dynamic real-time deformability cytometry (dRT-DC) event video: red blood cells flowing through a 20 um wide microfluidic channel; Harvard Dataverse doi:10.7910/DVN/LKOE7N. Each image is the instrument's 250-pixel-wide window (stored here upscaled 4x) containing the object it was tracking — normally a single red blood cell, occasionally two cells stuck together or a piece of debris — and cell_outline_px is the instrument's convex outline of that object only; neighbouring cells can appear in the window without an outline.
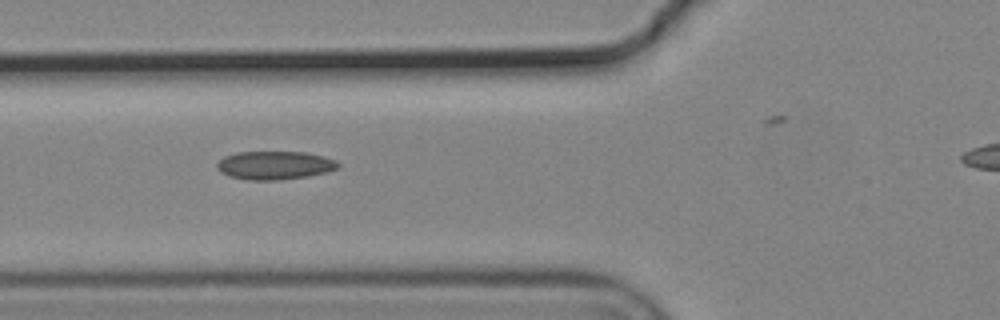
{"species": "common noctule bat (a hibernating species)", "species_latin": "Nyctalus noctula", "temperature_condition": "cold", "stored_images_in_passage": 9, "camera_frame_rate_fps": 3000, "um_per_image_px": 0.085, "animal": {"sex": "male", "body_mass_g": 19.2, "forearm_length_mm": 51.8}, "frame": {"image": 1, "passage_image": 4, "time_ms": 1.0, "image_size_px": [1000, 320], "cell_outline_px": [[340, 168], [328, 172], [308, 176], [280, 180], [248, 180], [228, 176], [220, 172], [216, 168], [216, 164], [224, 156], [236, 152], [304, 152], [324, 156], [336, 160], [340, 164]], "centroid_in_image_um": [23.36, 14.05], "position_along_channel_um": 102.4, "area_um2": 20.29}}
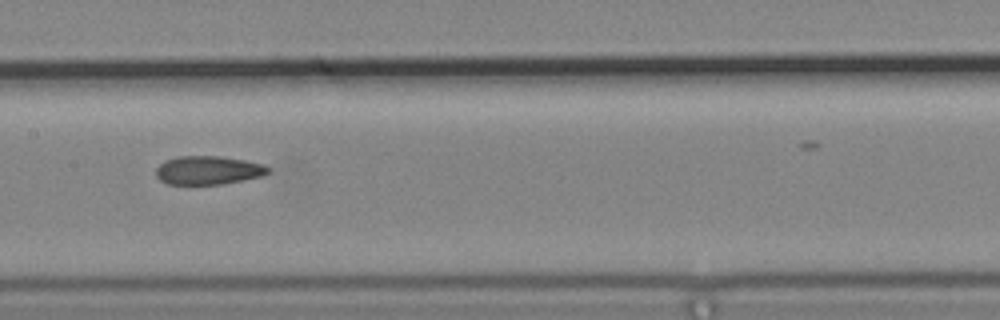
{"frame": {"image": 2, "passage_image": 6, "time_ms": 1.667, "image_size_px": [1000, 320], "cell_outline_px": [[272, 172], [264, 176], [220, 184], [168, 184], [160, 180], [156, 176], [156, 168], [164, 160], [176, 156], [220, 156], [244, 160], [264, 164], [272, 168]], "centroid_in_image_um": [17.73, 14.46], "position_along_channel_um": 189.7, "area_um2": 18.9}}
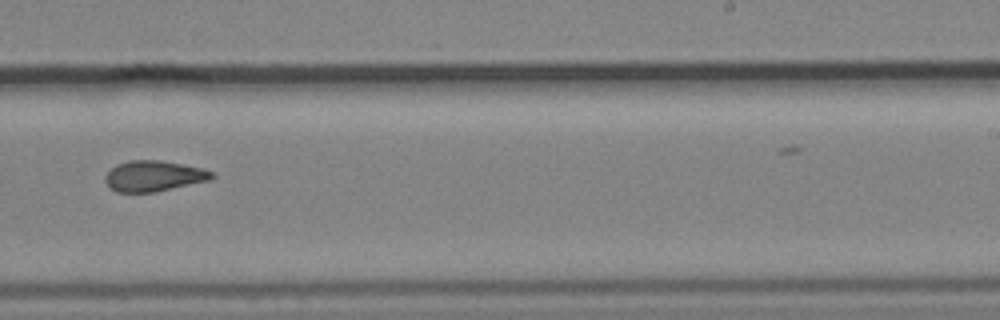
{"frame": {"image": 3, "passage_image": 8, "time_ms": 2.333, "image_size_px": [1000, 320], "cell_outline_px": [[216, 176], [212, 180], [156, 192], [116, 192], [104, 180], [104, 176], [116, 164], [128, 160], [160, 160], [204, 168], [212, 172]], "centroid_in_image_um": [13.11, 14.96], "position_along_channel_um": 275.9, "area_um2": 19.25}}